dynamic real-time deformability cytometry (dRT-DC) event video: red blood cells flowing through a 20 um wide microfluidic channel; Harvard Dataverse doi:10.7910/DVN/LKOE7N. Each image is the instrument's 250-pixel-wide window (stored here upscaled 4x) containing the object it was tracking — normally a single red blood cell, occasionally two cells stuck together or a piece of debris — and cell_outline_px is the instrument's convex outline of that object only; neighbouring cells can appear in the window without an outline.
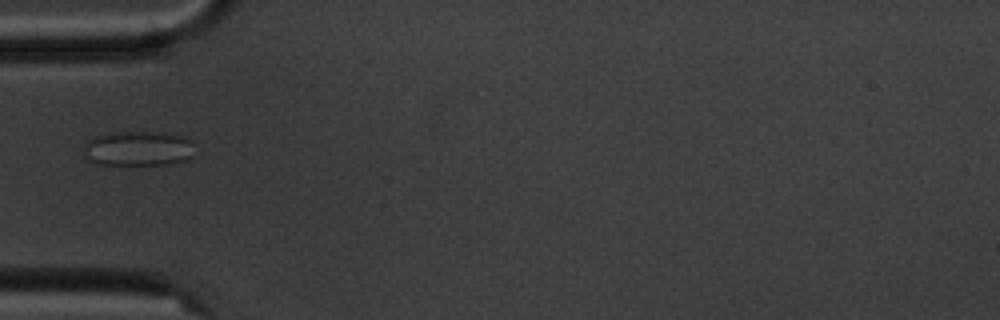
{"species": "common noctule bat (a hibernating species)", "species_latin": "Nyctalus noctula", "temperature_condition": "cold", "stored_images_in_passage": 7, "camera_frame_rate_fps": 3000, "um_per_image_px": 0.085, "animal": {"sex": "male", "body_mass_g": 20.1, "forearm_length_mm": 53.5}, "frame": {"image": 1, "passage_image": 5, "time_ms": 4.667, "image_size_px": [1000, 320], "cell_outline_px": [[192, 156], [188, 160], [168, 164], [100, 164], [88, 160], [84, 156], [80, 148], [92, 136], [112, 132], [168, 132], [192, 140]], "centroid_in_image_um": [11.69, 12.61], "position_along_channel_um": 73.3, "area_um2": 22.89}}
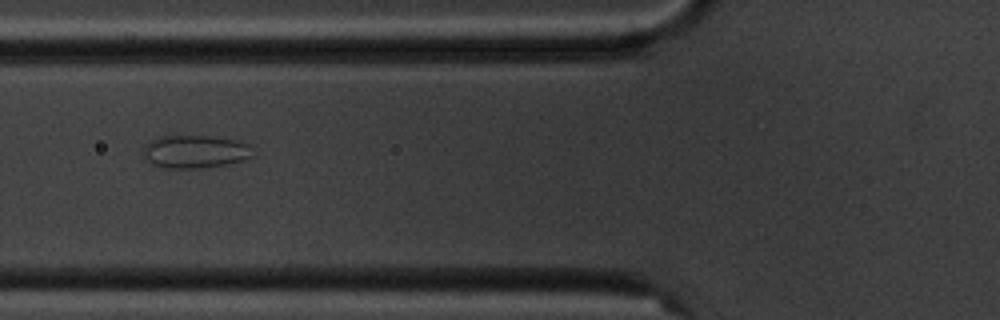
{"frame": {"image": 2, "passage_image": 6, "time_ms": 5.667, "image_size_px": [1000, 320], "cell_outline_px": [[252, 156], [244, 160], [224, 164], [200, 168], [164, 168], [152, 164], [144, 160], [144, 144], [148, 140], [160, 136], [212, 136], [236, 140], [248, 144]], "centroid_in_image_um": [16.5, 12.88], "position_along_channel_um": 109.3, "area_um2": 21.04}}
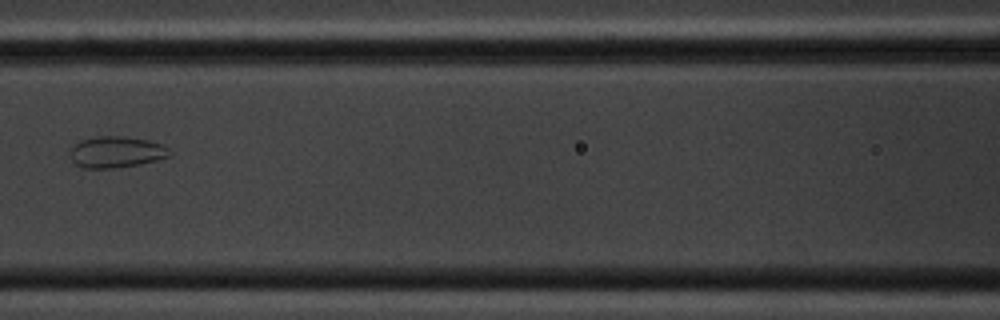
{"frame": {"image": 3, "passage_image": 7, "time_ms": 7.0, "image_size_px": [1000, 320], "cell_outline_px": [[172, 152], [168, 156], [156, 160], [140, 164], [112, 168], [84, 168], [76, 164], [72, 160], [72, 148], [80, 140], [96, 136], [124, 136], [148, 140], [164, 144]], "centroid_in_image_um": [9.92, 12.91], "position_along_channel_um": 156.7, "area_um2": 18.03}}